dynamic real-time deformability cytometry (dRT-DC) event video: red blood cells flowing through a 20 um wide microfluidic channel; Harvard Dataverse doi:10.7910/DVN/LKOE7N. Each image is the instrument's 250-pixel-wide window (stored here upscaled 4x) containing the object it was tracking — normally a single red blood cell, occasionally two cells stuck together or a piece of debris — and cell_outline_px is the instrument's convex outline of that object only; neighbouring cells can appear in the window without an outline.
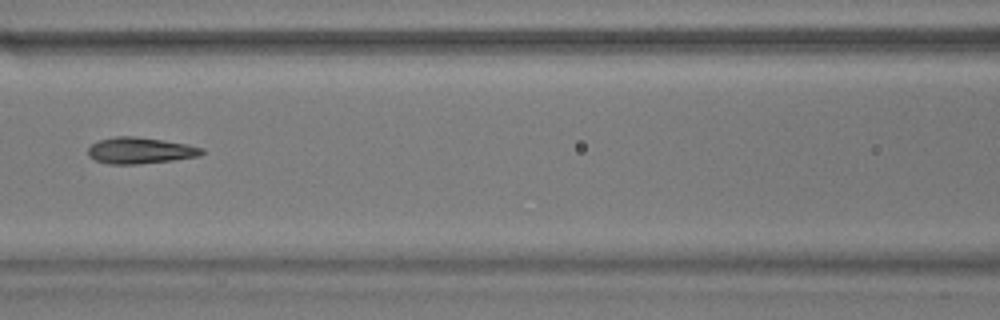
{"species": "common noctule bat (a hibernating species)", "species_latin": "Nyctalus noctula", "temperature_condition": "warm", "stored_images_in_passage": 6, "camera_frame_rate_fps": 3000, "um_per_image_px": 0.085, "animal": {"sex": "male", "body_mass_g": 17.9}, "frame": {"image": 1, "passage_image": 6, "time_ms": 1.667, "image_size_px": [1000, 320], "cell_outline_px": [[204, 152], [200, 156], [172, 160], [136, 164], [108, 164], [96, 160], [88, 156], [88, 148], [92, 144], [100, 140], [116, 136], [132, 136], [188, 144], [204, 148]], "centroid_in_image_um": [11.92, 12.8], "position_along_channel_um": 154.7, "area_um2": 17.28}}